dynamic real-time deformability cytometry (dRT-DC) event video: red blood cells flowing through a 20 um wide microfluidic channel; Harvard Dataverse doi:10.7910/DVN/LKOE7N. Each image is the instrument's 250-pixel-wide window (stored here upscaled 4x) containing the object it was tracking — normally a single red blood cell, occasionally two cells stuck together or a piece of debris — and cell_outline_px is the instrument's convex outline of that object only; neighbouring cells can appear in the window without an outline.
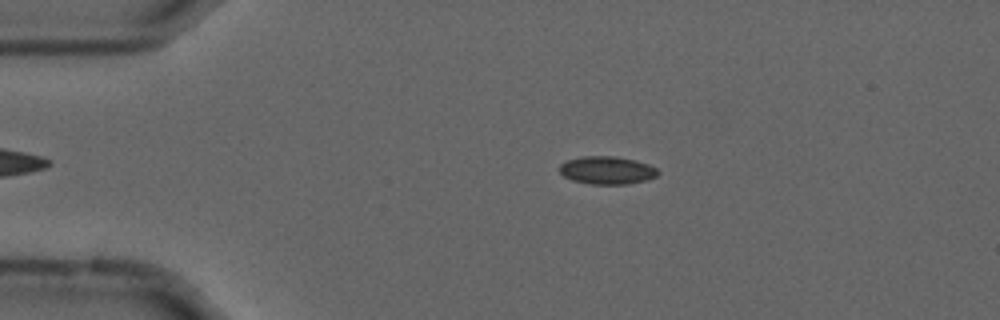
{"species": "common noctule bat (a hibernating species)", "species_latin": "Nyctalus noctula", "temperature_condition": "cold", "stored_images_in_passage": 40, "camera_frame_rate_fps": 3000, "um_per_image_px": 0.085, "animal": {"sex": "male", "forearm_length_mm": 52.5}, "frame": {"image": 1, "passage_image": 7, "time_ms": 2.0, "image_size_px": [1000, 320], "cell_outline_px": [[660, 172], [656, 176], [648, 180], [628, 184], [588, 184], [572, 180], [564, 176], [560, 172], [560, 164], [568, 160], [580, 156], [616, 156], [636, 160], [648, 164], [656, 168]], "centroid_in_image_um": [51.61, 14.47], "position_along_channel_um": 33.4, "area_um2": 16.13}}
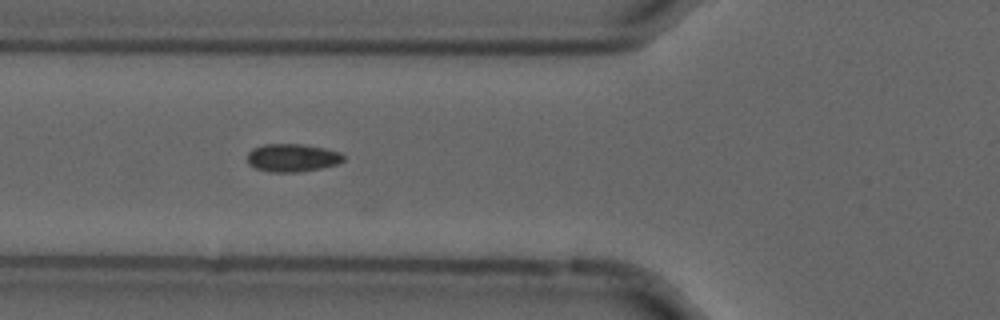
{"frame": {"image": 2, "passage_image": 16, "time_ms": 5.0, "image_size_px": [1000, 320], "cell_outline_px": [[344, 160], [336, 164], [320, 168], [300, 172], [272, 172], [256, 168], [248, 164], [248, 152], [252, 148], [264, 144], [300, 144], [324, 148], [340, 152], [344, 156]], "centroid_in_image_um": [24.83, 13.41], "position_along_channel_um": 101.0, "area_um2": 15.61}}
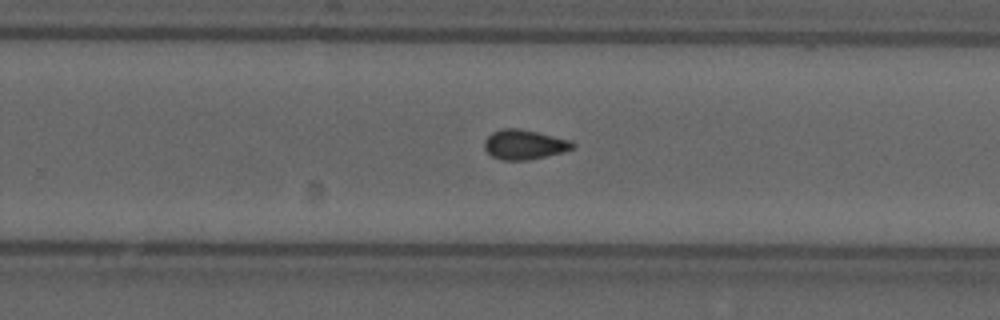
{"frame": {"image": 3, "passage_image": 31, "time_ms": 10.0, "image_size_px": [1000, 320], "cell_outline_px": [[576, 148], [528, 160], [504, 160], [492, 156], [484, 148], [484, 140], [492, 132], [504, 128], [520, 128], [572, 140], [576, 144]], "centroid_in_image_um": [44.58, 12.27], "position_along_channel_um": 285.2, "area_um2": 15.26}}